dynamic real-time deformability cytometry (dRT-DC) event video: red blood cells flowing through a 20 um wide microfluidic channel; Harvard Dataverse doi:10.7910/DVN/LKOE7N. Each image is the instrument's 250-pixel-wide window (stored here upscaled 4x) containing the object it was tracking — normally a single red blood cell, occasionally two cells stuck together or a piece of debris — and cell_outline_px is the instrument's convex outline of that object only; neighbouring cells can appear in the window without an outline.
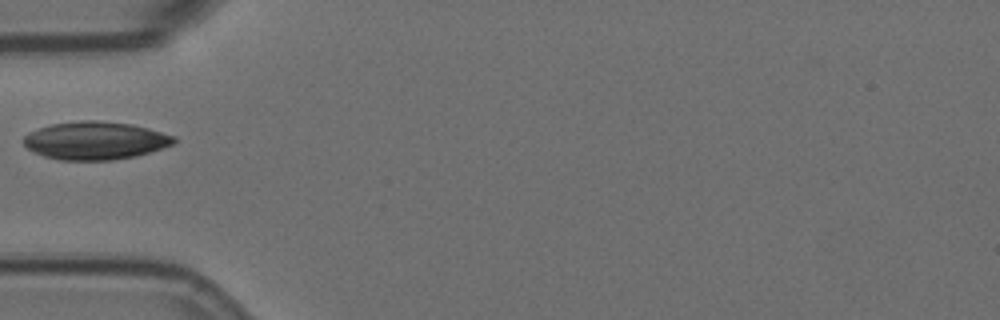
{"species": "Egyptian fruit bat (a non-hibernating species)", "species_latin": "Rousettus aegyptiacus", "temperature_condition": "room temperature", "stored_images_in_passage": 1, "camera_frame_rate_fps": 3000, "um_per_image_px": 0.085, "animal": {"sex": "female"}, "frame": {"image": 1, "passage_image": 1, "time_ms": 0.0, "image_size_px": [1000, 320], "cell_outline_px": [[176, 140], [172, 144], [164, 148], [136, 156], [112, 160], [60, 160], [44, 156], [28, 148], [24, 144], [24, 136], [28, 132], [52, 124], [80, 120], [96, 120], [132, 124], [148, 128], [176, 136]], "centroid_in_image_um": [8.12, 11.94], "position_along_channel_um": 76.9, "area_um2": 33.23}}